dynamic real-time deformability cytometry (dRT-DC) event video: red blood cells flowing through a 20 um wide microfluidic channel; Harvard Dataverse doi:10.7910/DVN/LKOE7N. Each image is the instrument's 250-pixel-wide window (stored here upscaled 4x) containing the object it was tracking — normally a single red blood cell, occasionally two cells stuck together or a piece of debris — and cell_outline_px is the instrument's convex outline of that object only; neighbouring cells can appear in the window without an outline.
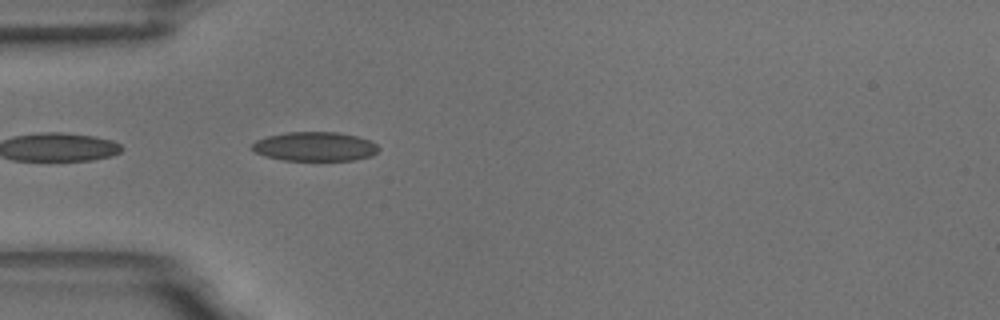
{"species": "common noctule bat (a hibernating species)", "species_latin": "Nyctalus noctula", "temperature_condition": "room temperature", "stored_images_in_passage": 7, "camera_frame_rate_fps": 3000, "um_per_image_px": 0.085, "animal": {"sex": "male", "body_mass_g": 18.8}, "frame": {"image": 1, "passage_image": 2, "time_ms": 0.333, "image_size_px": [1000, 320], "cell_outline_px": [[380, 148], [372, 156], [352, 160], [284, 160], [264, 156], [248, 148], [256, 140], [268, 136], [288, 132], [336, 132], [356, 136], [368, 140], [376, 144]], "centroid_in_image_um": [26.73, 12.45], "position_along_channel_um": 58.3, "area_um2": 21.44}}